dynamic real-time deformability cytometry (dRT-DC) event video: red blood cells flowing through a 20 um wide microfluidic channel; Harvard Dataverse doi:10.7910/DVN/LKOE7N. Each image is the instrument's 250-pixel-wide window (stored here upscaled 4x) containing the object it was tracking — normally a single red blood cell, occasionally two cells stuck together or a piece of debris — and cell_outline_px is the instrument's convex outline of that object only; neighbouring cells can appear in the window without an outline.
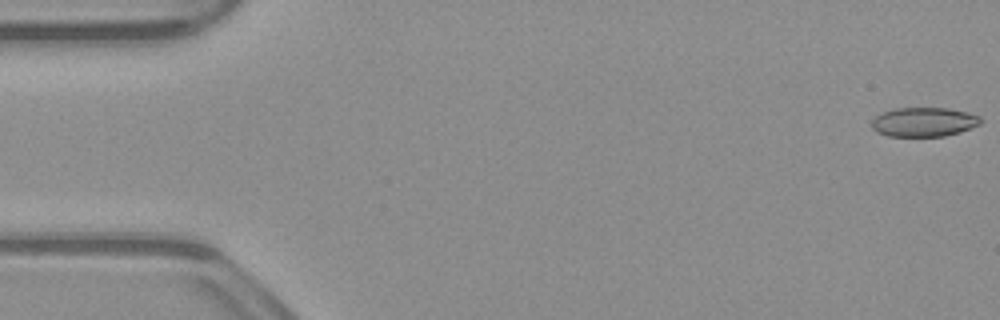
{"species": "common noctule bat (a hibernating species)", "species_latin": "Nyctalus noctula", "temperature_condition": "warm", "stored_images_in_passage": 53, "camera_frame_rate_fps": 3000, "um_per_image_px": 0.085, "animal": {"sex": "male", "body_mass_g": 23.1, "forearm_length_mm": 52.7}, "frame": {"image": 1, "passage_image": 1, "time_ms": 0.0, "image_size_px": [1000, 320], "cell_outline_px": [[984, 120], [980, 124], [960, 132], [944, 136], [888, 136], [876, 132], [872, 128], [872, 120], [876, 116], [884, 112], [896, 108], [948, 108], [968, 112], [980, 116]], "centroid_in_image_um": [78.56, 10.37], "position_along_channel_um": 6.4, "area_um2": 18.61}}
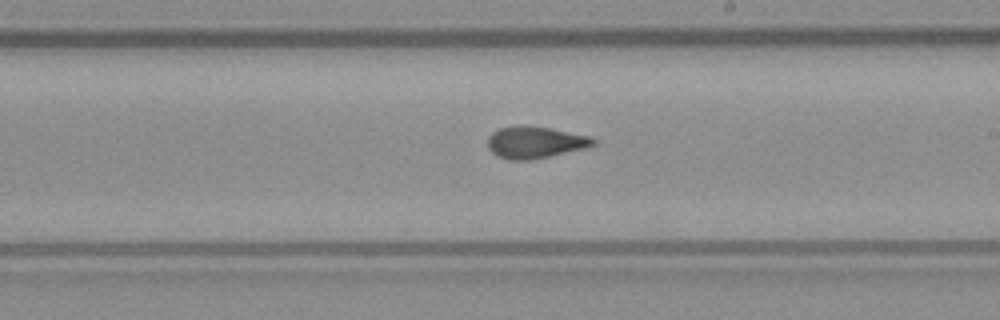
{"frame": {"image": 2, "passage_image": 30, "time_ms": 9.667, "image_size_px": [1000, 320], "cell_outline_px": [[596, 144], [588, 148], [532, 160], [508, 160], [492, 152], [488, 148], [488, 136], [492, 132], [500, 128], [520, 124], [524, 124], [552, 128], [592, 136], [596, 140]], "centroid_in_image_um": [45.53, 12.08], "position_along_channel_um": 243.5, "area_um2": 20.06}}
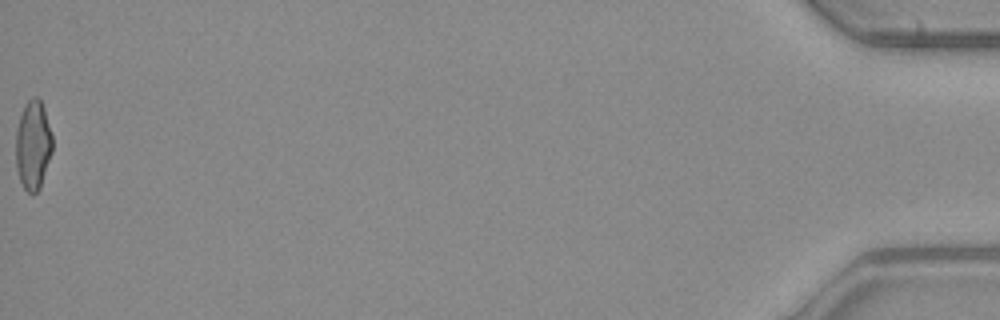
{"frame": {"image": 3, "passage_image": 53, "time_ms": 17.333, "image_size_px": [1000, 320], "cell_outline_px": [[52, 152], [40, 188], [32, 196], [24, 188], [20, 180], [16, 168], [16, 128], [24, 104], [32, 96], [36, 96], [40, 100], [44, 108], [52, 136]], "centroid_in_image_um": [2.8, 12.33], "position_along_channel_um": 432.4, "area_um2": 19.13}, "authors_computed_cell_mechanics": {"area_um2": 19.4208, "velocity_mm_per_s": 3.9436, "shape_relaxation_time_tau1_ms": null, "shape_relaxation_time_tau2_ms": 2.3842, "deformation_change_tau1": null, "deformation_change_tau2": 0.0864}}